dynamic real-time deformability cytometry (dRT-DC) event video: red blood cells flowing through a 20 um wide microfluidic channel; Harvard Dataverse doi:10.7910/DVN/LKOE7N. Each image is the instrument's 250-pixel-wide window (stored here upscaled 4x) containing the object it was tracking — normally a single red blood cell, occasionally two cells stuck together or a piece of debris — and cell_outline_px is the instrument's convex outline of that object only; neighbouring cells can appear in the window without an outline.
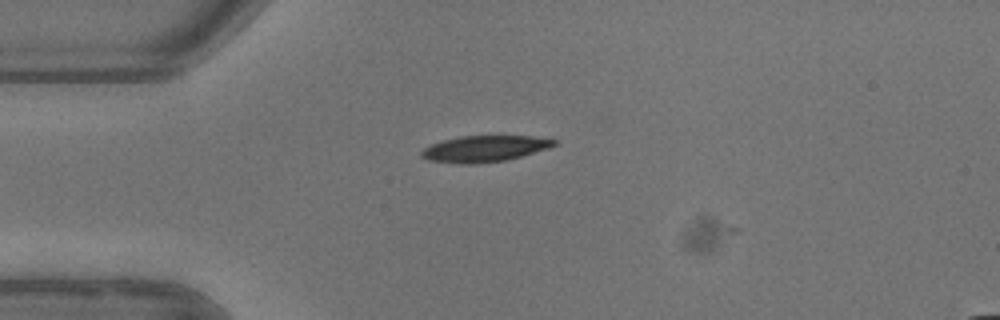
{"species": "common noctule bat (a hibernating species)", "species_latin": "Nyctalus noctula", "temperature_condition": "warm", "stored_images_in_passage": 3, "camera_frame_rate_fps": 3000, "um_per_image_px": 0.085, "animal": {"sex": "female"}, "frame": {"image": 1, "passage_image": 1, "time_ms": 0.0, "image_size_px": [1000, 320], "cell_outline_px": [[556, 144], [548, 148], [520, 156], [504, 160], [476, 164], [460, 164], [428, 160], [420, 156], [420, 152], [424, 148], [432, 144], [444, 140], [460, 136], [528, 136], [556, 140]], "centroid_in_image_um": [41.12, 12.65], "position_along_channel_um": 43.9, "area_um2": 20.0}}
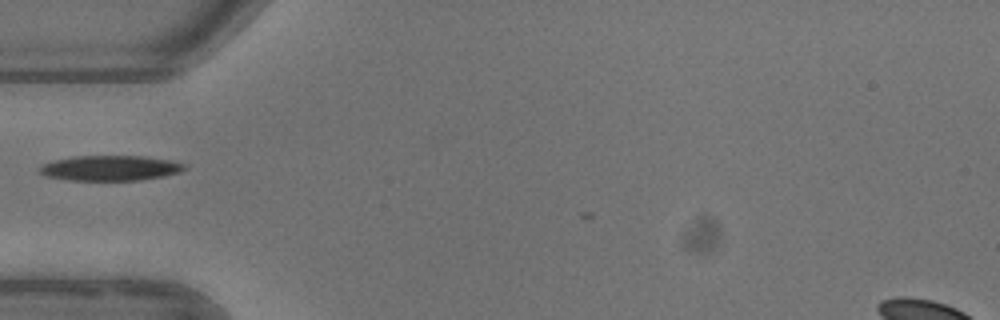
{"frame": {"image": 2, "passage_image": 2, "time_ms": 1.333, "image_size_px": [1000, 320], "cell_outline_px": [[188, 168], [180, 172], [140, 180], [68, 180], [44, 176], [40, 172], [40, 168], [44, 164], [52, 160], [72, 156], [144, 156], [172, 160], [188, 164]], "centroid_in_image_um": [9.4, 14.27], "position_along_channel_um": 75.6, "area_um2": 21.39}}
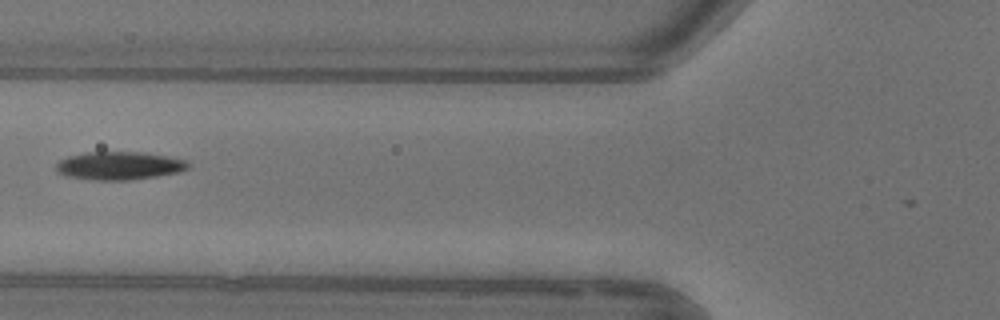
{"frame": {"image": 3, "passage_image": 3, "time_ms": 2.333, "image_size_px": [1000, 320], "cell_outline_px": [[192, 164], [188, 168], [180, 172], [156, 176], [128, 180], [96, 180], [68, 176], [56, 172], [56, 164], [60, 160], [68, 156], [88, 152], [144, 152], [168, 156], [188, 160]], "centroid_in_image_um": [10.18, 14.08], "position_along_channel_um": 115.6, "area_um2": 21.73}}